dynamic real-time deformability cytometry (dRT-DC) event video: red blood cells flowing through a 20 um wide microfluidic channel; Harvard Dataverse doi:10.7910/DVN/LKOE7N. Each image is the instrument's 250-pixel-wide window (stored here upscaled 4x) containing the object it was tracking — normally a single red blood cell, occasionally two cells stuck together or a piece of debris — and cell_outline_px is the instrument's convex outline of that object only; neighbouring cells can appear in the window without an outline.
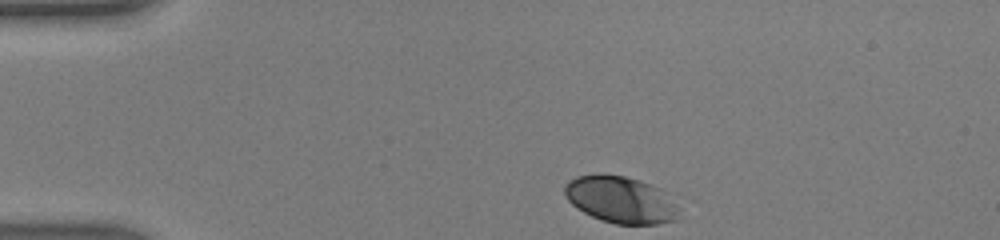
{"species": "human", "species_latin": "Homo sapiens", "temperature_condition": "warm", "stored_images_in_passage": 32, "camera_frame_rate_fps": 3000, "um_per_image_px": 0.085, "donor": {"sex": "male"}, "frame": {"image": 1, "passage_image": 1, "time_ms": 0.0, "image_size_px": [1000, 240], "cell_outline_px": [[684, 204], [676, 220], [656, 224], [616, 224], [600, 220], [584, 212], [572, 204], [564, 196], [564, 184], [568, 180], [576, 176], [600, 172], [604, 172], [624, 176], [660, 188]], "centroid_in_image_um": [52.81, 16.96], "position_along_channel_um": 32.2, "area_um2": 32.14}}
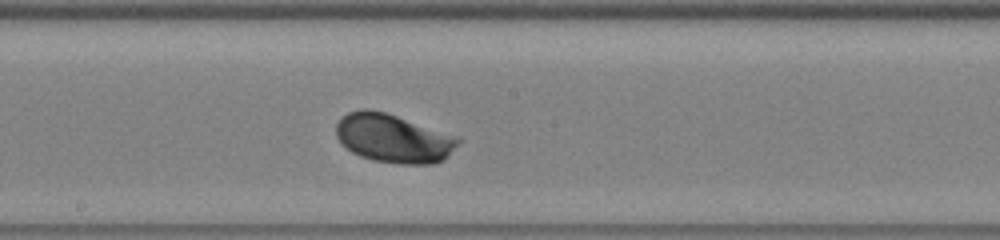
{"frame": {"image": 2, "passage_image": 18, "time_ms": 5.667, "image_size_px": [1000, 240], "cell_outline_px": [[460, 144], [444, 160], [432, 164], [400, 164], [372, 160], [360, 156], [352, 152], [336, 136], [336, 124], [348, 112], [364, 108], [368, 108], [384, 112], [460, 136]], "centroid_in_image_um": [33.49, 11.76], "position_along_channel_um": 214.7, "area_um2": 34.68}}
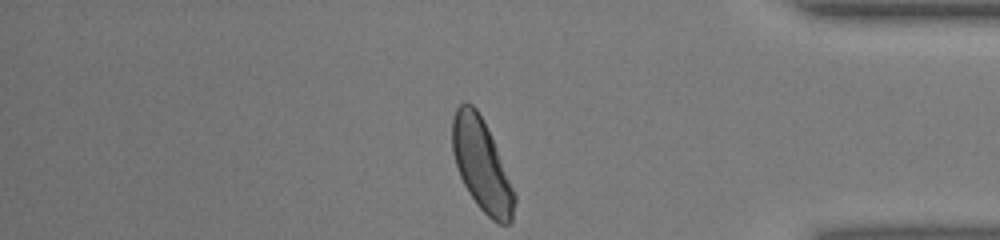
{"frame": {"image": 3, "passage_image": 32, "time_ms": 10.333, "image_size_px": [1000, 240], "cell_outline_px": [[516, 200], [512, 220], [508, 224], [500, 224], [492, 220], [476, 204], [468, 192], [460, 176], [452, 152], [452, 116], [456, 108], [464, 100], [472, 104], [476, 108], [492, 140], [516, 196]], "centroid_in_image_um": [40.91, 14.04], "position_along_channel_um": 394.3, "area_um2": 32.66}, "authors_computed_cell_mechanics": {"area_um2": 32.3969, "velocity_mm_per_s": 4.3571, "shape_relaxation_time_tau1_ms": 1.0193, "shape_relaxation_time_tau2_ms": null, "deformation_change_tau1": 0.0877, "deformation_change_tau2": null}}